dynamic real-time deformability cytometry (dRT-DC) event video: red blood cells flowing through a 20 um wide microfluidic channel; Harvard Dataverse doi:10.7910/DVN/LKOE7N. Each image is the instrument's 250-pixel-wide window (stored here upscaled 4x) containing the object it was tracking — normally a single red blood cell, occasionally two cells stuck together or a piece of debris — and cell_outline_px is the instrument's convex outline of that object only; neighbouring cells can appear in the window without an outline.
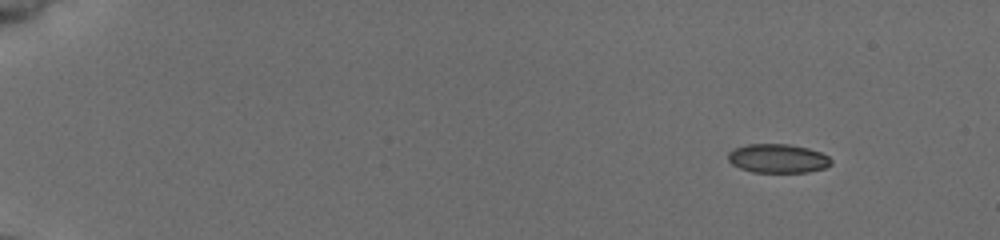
{"species": "common noctule bat (a hibernating species)", "species_latin": "Nyctalus noctula", "temperature_condition": "cold", "stored_images_in_passage": 49, "camera_frame_rate_fps": 3000, "um_per_image_px": 0.085, "animal": {"sex": "female", "body_mass_g": 19.5, "forearm_length_mm": 54.1}, "frame": {"image": 1, "passage_image": 1, "time_ms": 0.0, "image_size_px": [1000, 240], "cell_outline_px": [[832, 164], [824, 168], [808, 172], [752, 172], [740, 168], [732, 164], [728, 160], [728, 152], [732, 148], [748, 144], [788, 144], [808, 148], [820, 152], [828, 156], [832, 160]], "centroid_in_image_um": [66.1, 13.46], "position_along_channel_um": 18.9, "area_um2": 17.46}}
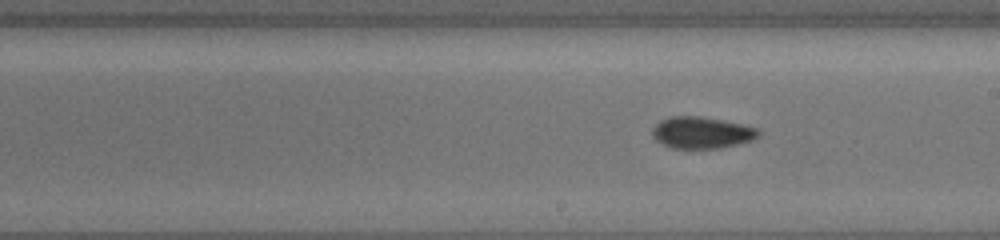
{"frame": {"image": 2, "passage_image": 28, "time_ms": 9.0, "image_size_px": [1000, 240], "cell_outline_px": [[760, 136], [752, 140], [740, 144], [720, 148], [672, 148], [656, 140], [652, 136], [652, 128], [660, 120], [672, 116], [700, 116], [760, 128]], "centroid_in_image_um": [59.66, 11.27], "position_along_channel_um": 229.3, "area_um2": 19.59}}
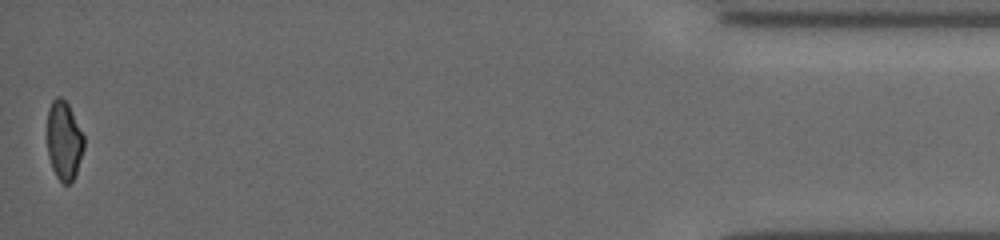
{"frame": {"image": 3, "passage_image": 49, "time_ms": 16.0, "image_size_px": [1000, 240], "cell_outline_px": [[84, 148], [76, 172], [72, 180], [68, 184], [64, 184], [56, 176], [52, 168], [48, 156], [48, 112], [52, 100], [56, 96], [60, 96], [68, 104], [84, 136]], "centroid_in_image_um": [5.44, 11.95], "position_along_channel_um": 429.8, "area_um2": 16.65}, "authors_computed_cell_mechanics": {"area_um2": 18.2648, "velocity_mm_per_s": 3.9327, "shape_relaxation_time_tau1_ms": null, "shape_relaxation_time_tau2_ms": 4.1743, "deformation_change_tau1": null, "deformation_change_tau2": 0.0866}}